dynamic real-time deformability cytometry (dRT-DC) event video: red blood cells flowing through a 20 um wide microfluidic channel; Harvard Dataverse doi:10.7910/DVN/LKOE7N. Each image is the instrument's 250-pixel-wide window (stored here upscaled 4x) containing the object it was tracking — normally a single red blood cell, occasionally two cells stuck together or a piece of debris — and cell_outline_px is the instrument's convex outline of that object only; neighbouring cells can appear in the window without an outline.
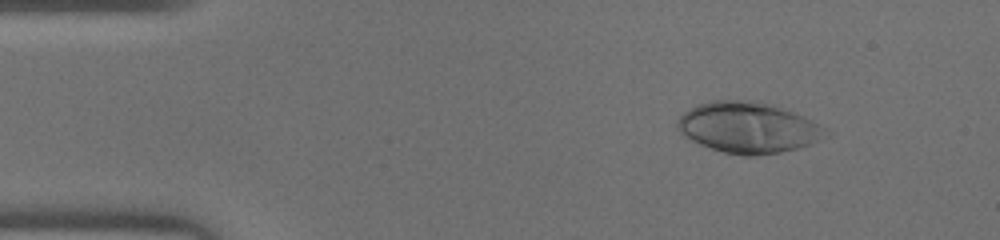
{"species": "human", "species_latin": "Homo sapiens", "temperature_condition": "warm", "stored_images_in_passage": 46, "camera_frame_rate_fps": 3000, "um_per_image_px": 0.085, "donor": {"sex": "male"}, "frame": {"image": 1, "passage_image": 6, "time_ms": 1.667, "image_size_px": [1000, 240], "cell_outline_px": [[820, 140], [796, 148], [780, 152], [756, 156], [744, 156], [724, 152], [700, 144], [684, 136], [676, 128], [676, 124], [680, 116], [688, 108], [712, 100], [756, 100], [772, 104], [804, 116], [812, 120], [816, 124]], "centroid_in_image_um": [63.46, 10.82], "position_along_channel_um": 21.5, "area_um2": 43.12}}
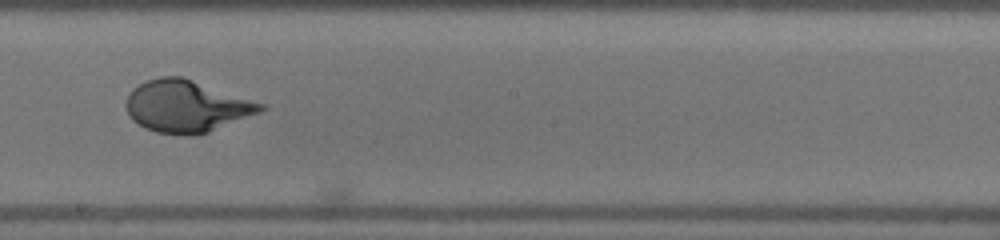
{"frame": {"image": 2, "passage_image": 26, "time_ms": 8.333, "image_size_px": [1000, 240], "cell_outline_px": [[268, 108], [260, 112], [208, 132], [184, 136], [156, 132], [144, 128], [132, 120], [124, 104], [132, 88], [148, 80], [160, 76], [180, 76], [268, 104]], "centroid_in_image_um": [15.86, 9.03], "position_along_channel_um": 232.3, "area_um2": 40.81}}
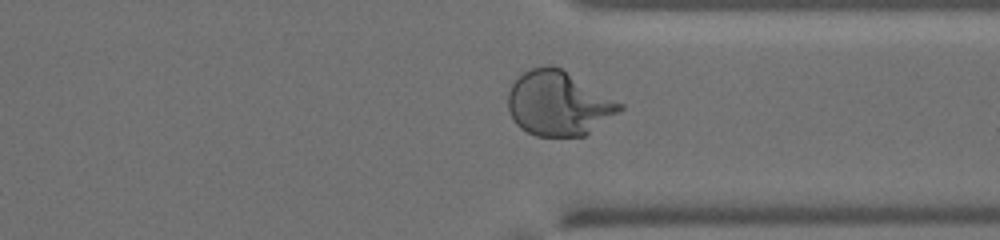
{"frame": {"image": 3, "passage_image": 35, "time_ms": 11.333, "image_size_px": [1000, 240], "cell_outline_px": [[624, 108], [584, 136], [536, 136], [520, 128], [516, 124], [508, 108], [508, 92], [512, 84], [524, 72], [532, 68], [548, 64], [560, 68], [624, 104]], "centroid_in_image_um": [47.46, 8.8], "position_along_channel_um": 363.9, "area_um2": 41.56}}